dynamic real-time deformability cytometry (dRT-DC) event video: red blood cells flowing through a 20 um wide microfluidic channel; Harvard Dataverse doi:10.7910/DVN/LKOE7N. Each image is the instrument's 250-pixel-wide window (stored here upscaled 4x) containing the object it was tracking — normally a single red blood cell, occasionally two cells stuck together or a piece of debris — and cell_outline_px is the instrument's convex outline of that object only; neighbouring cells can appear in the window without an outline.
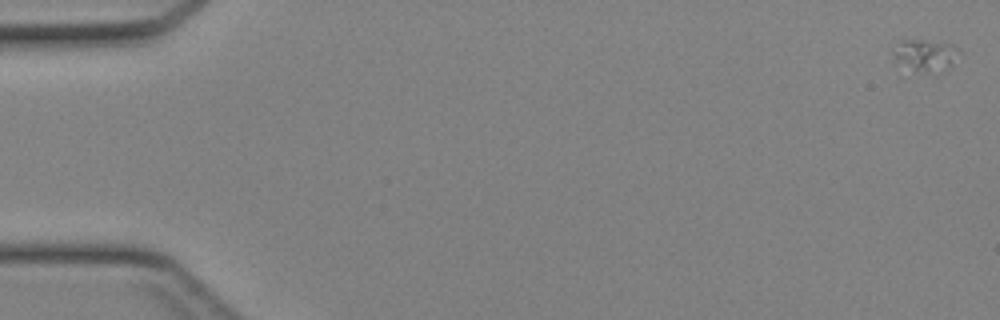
{"species": "Egyptian fruit bat (a non-hibernating species)", "species_latin": "Rousettus aegyptiacus", "temperature_condition": "cold", "stored_images_in_passage": 46, "camera_frame_rate_fps": 3000, "um_per_image_px": 0.085, "animal": {"sex": "female"}, "frame": {"image": 1, "passage_image": 1, "time_ms": 0.0, "image_size_px": [1000, 320], "cell_outline_px": [[956, 48], [952, 64], [948, 68], [940, 72], [916, 72], [896, 60], [892, 52], [892, 48], [900, 40], [924, 40], [952, 44]], "centroid_in_image_um": [78.58, 4.69], "position_along_channel_um": 6.4, "area_um2": 11.91}}
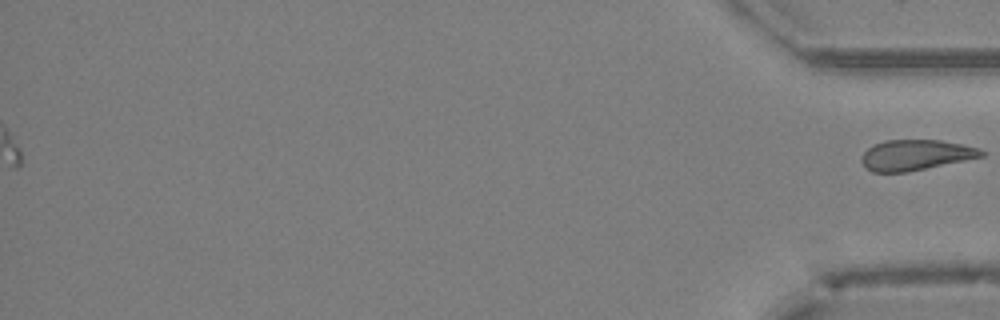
{"frame": {"image": 2, "passage_image": 46, "time_ms": 15.0, "image_size_px": [1000, 320], "cell_outline_px": [[984, 156], [908, 172], [872, 172], [860, 160], [860, 156], [868, 148], [884, 140], [940, 140], [980, 148], [984, 152]], "centroid_in_image_um": [77.82, 13.17], "position_along_channel_um": 357.4, "area_um2": 21.15}}